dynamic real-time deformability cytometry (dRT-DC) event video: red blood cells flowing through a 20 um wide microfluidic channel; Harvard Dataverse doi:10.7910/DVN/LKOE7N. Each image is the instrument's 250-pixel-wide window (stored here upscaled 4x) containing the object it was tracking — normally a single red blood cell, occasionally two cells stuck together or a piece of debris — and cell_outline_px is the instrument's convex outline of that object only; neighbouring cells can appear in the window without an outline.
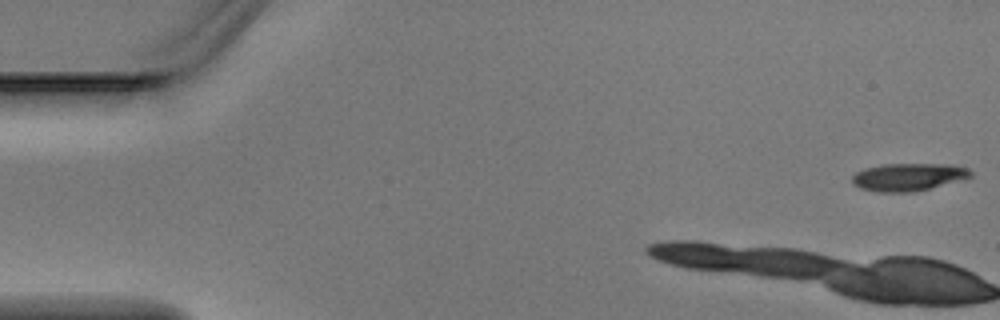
{"species": "Egyptian fruit bat (a non-hibernating species)", "species_latin": "Rousettus aegyptiacus", "temperature_condition": "warm", "stored_images_in_passage": 4, "camera_frame_rate_fps": 3000, "um_per_image_px": 0.085, "animal": {"sex": "male"}, "frame": {"image": 1, "passage_image": 1, "time_ms": 0.0, "image_size_px": [1000, 320], "cell_outline_px": [[972, 176], [916, 192], [876, 192], [860, 188], [852, 184], [852, 176], [856, 172], [864, 168], [884, 164], [952, 164], [968, 168], [972, 172]], "centroid_in_image_um": [77.17, 15.04], "position_along_channel_um": 7.8, "area_um2": 19.13}}